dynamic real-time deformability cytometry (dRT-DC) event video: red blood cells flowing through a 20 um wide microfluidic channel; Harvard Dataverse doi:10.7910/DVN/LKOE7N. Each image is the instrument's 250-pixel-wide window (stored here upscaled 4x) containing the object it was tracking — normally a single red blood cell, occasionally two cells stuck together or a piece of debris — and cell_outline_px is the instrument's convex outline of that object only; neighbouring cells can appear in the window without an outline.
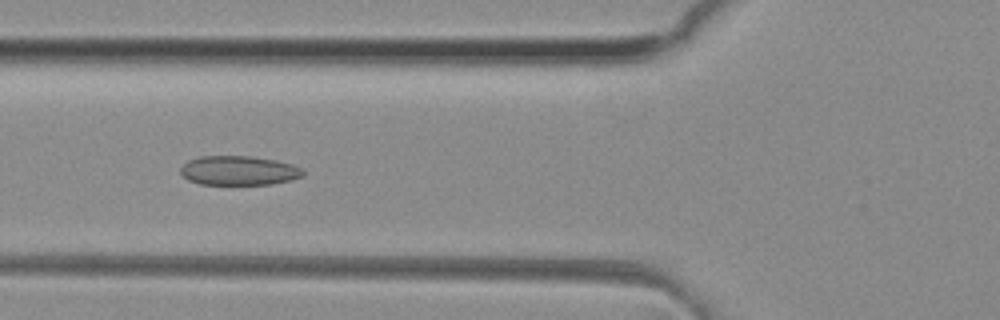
{"species": "common noctule bat (a hibernating species)", "species_latin": "Nyctalus noctula", "temperature_condition": "room temperature", "stored_images_in_passage": 43, "camera_frame_rate_fps": 3000, "um_per_image_px": 0.085, "animal": {"sex": "female", "body_mass_g": 29.2, "forearm_length_mm": 56.3}, "frame": {"image": 1, "passage_image": 12, "time_ms": 3.667, "image_size_px": [1000, 320], "cell_outline_px": [[304, 176], [292, 180], [272, 184], [200, 184], [188, 180], [180, 172], [180, 168], [188, 160], [200, 156], [252, 156], [276, 160], [292, 164], [304, 168]], "centroid_in_image_um": [20.34, 14.49], "position_along_channel_um": 105.5, "area_um2": 21.1}}
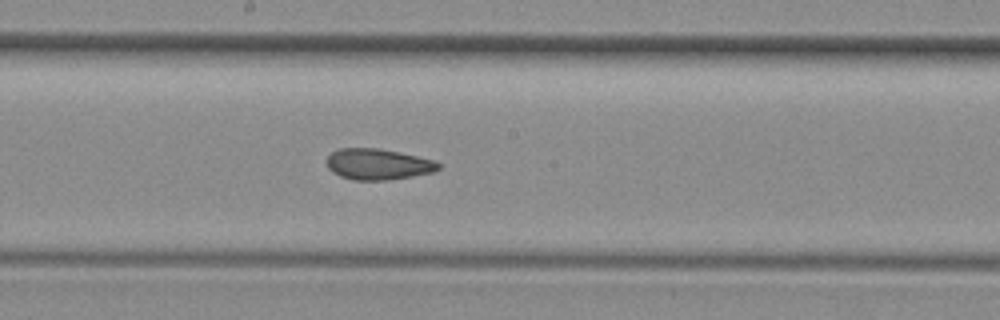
{"frame": {"image": 2, "passage_image": 20, "time_ms": 6.333, "image_size_px": [1000, 320], "cell_outline_px": [[440, 168], [432, 172], [412, 176], [388, 180], [352, 180], [340, 176], [332, 172], [328, 168], [328, 156], [332, 152], [340, 148], [376, 148], [400, 152], [436, 160], [440, 164]], "centroid_in_image_um": [32.14, 13.96], "position_along_channel_um": 216.1, "area_um2": 20.17}}
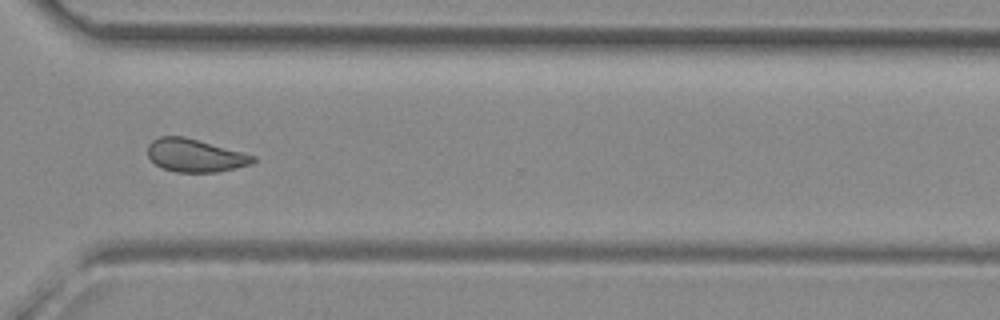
{"frame": {"image": 3, "passage_image": 30, "time_ms": 9.667, "image_size_px": [1000, 320], "cell_outline_px": [[256, 160], [252, 164], [236, 168], [216, 172], [176, 172], [160, 168], [148, 156], [148, 144], [152, 140], [160, 136], [184, 136], [244, 152], [256, 156]], "centroid_in_image_um": [16.59, 13.21], "position_along_channel_um": 354.0, "area_um2": 20.4}, "authors_computed_cell_mechanics": {"area_um2": 20.7502, "velocity_mm_per_s": 4.1402, "shape_relaxation_time_tau1_ms": null, "shape_relaxation_time_tau2_ms": 3.0056, "deformation_change_tau1": null, "deformation_change_tau2": 0.0963}}